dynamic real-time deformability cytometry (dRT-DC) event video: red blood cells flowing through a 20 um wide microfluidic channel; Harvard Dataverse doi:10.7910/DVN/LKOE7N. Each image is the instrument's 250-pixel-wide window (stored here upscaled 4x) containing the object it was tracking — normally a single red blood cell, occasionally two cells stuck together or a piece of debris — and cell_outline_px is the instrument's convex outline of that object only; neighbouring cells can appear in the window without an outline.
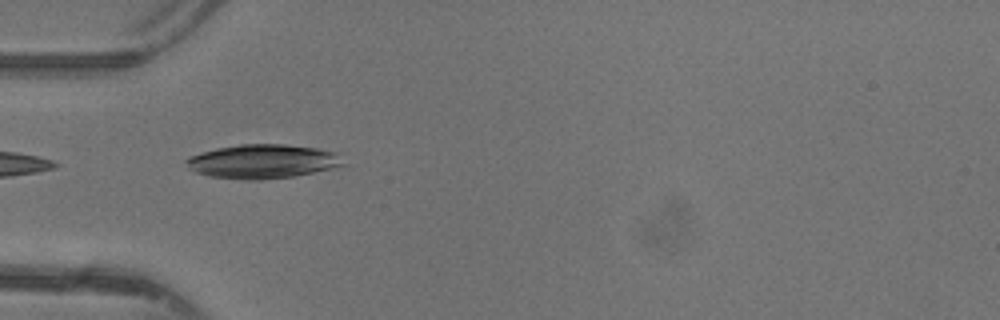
{"species": "common noctule bat (a hibernating species)", "species_latin": "Nyctalus noctula", "temperature_condition": "warm", "stored_images_in_passage": 27, "camera_frame_rate_fps": 3000, "um_per_image_px": 0.085, "animal": {"sex": "female"}, "frame": {"image": 1, "passage_image": 1, "time_ms": 0.0, "image_size_px": [1000, 320], "cell_outline_px": [[348, 164], [312, 172], [292, 176], [260, 180], [244, 180], [212, 176], [196, 172], [188, 168], [184, 160], [200, 152], [216, 148], [240, 144], [284, 144], [316, 148], [332, 152]], "centroid_in_image_um": [22.27, 13.72], "position_along_channel_um": 62.7, "area_um2": 30.81}}
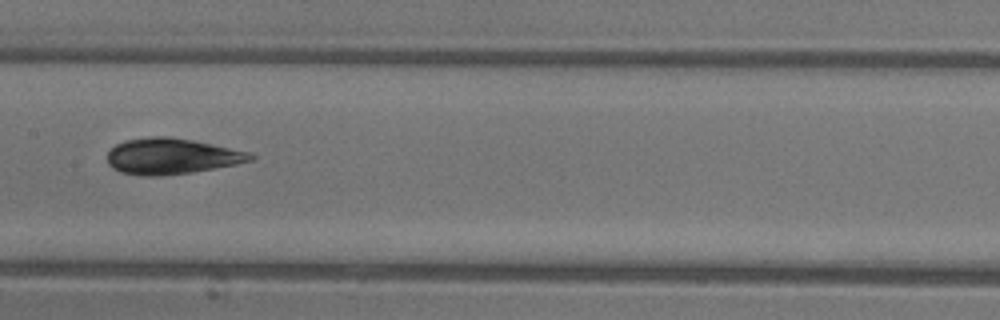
{"frame": {"image": 2, "passage_image": 10, "time_ms": 3.0, "image_size_px": [1000, 320], "cell_outline_px": [[256, 156], [252, 160], [236, 164], [192, 172], [160, 176], [144, 176], [120, 172], [112, 168], [108, 164], [108, 152], [116, 144], [124, 140], [148, 136], [168, 136], [192, 140], [252, 152]], "centroid_in_image_um": [14.58, 13.27], "position_along_channel_um": 192.8, "area_um2": 30.06}}
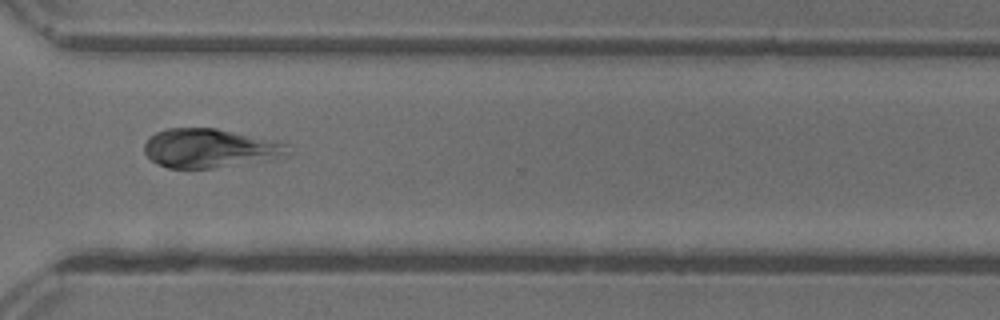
{"frame": {"image": 3, "passage_image": 21, "time_ms": 6.667, "image_size_px": [1000, 320], "cell_outline_px": [[288, 144], [280, 152], [212, 168], [168, 168], [152, 160], [144, 152], [144, 144], [156, 132], [168, 128], [216, 128], [276, 140]], "centroid_in_image_um": [17.57, 12.54], "position_along_channel_um": 353.0, "area_um2": 30.52}, "authors_computed_cell_mechanics": {"area_um2": 29.9982, "velocity_mm_per_s": 4.389, "shape_relaxation_time_tau1_ms": 2.7748, "shape_relaxation_time_tau2_ms": 1.6659, "deformation_change_tau1": 0.096, "deformation_change_tau2": 0.1002}}